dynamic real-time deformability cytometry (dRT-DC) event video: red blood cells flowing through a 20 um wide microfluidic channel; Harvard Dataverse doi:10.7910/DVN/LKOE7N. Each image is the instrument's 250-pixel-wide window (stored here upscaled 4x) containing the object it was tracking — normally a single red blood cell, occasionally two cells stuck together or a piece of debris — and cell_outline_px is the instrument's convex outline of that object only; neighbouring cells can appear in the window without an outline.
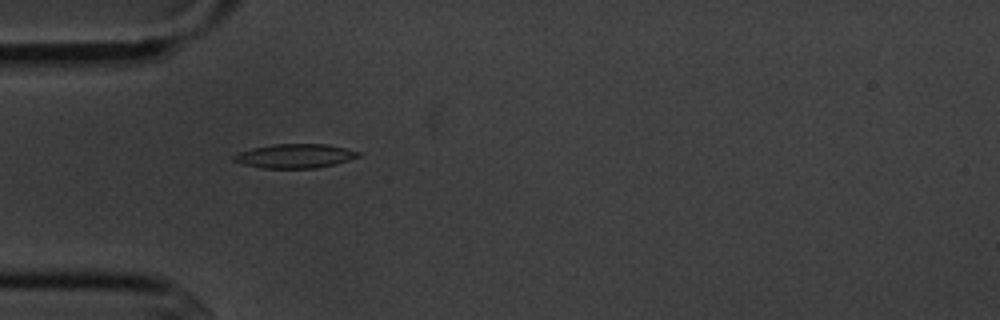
{"species": "common noctule bat (a hibernating species)", "species_latin": "Nyctalus noctula", "temperature_condition": "cold", "stored_images_in_passage": 15, "camera_frame_rate_fps": 3000, "um_per_image_px": 0.085, "animal": {"sex": "male", "body_mass_g": 20.1, "forearm_length_mm": 53.5}, "frame": {"image": 1, "passage_image": 5, "time_ms": 5.333, "image_size_px": [1000, 320], "cell_outline_px": [[360, 156], [336, 164], [316, 168], [264, 168], [244, 164], [232, 160], [232, 156], [236, 152], [252, 148], [272, 144], [328, 144], [360, 152]], "centroid_in_image_um": [25.04, 13.25], "position_along_channel_um": 60.0, "area_um2": 17.51}}
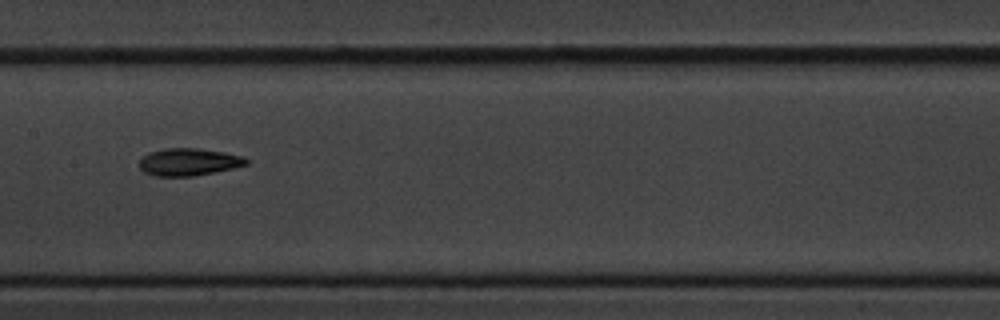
{"frame": {"image": 2, "passage_image": 8, "time_ms": 9.0, "image_size_px": [1000, 320], "cell_outline_px": [[248, 164], [232, 168], [192, 176], [156, 176], [144, 172], [140, 168], [140, 160], [148, 152], [164, 148], [196, 148], [224, 152], [244, 156], [248, 160]], "centroid_in_image_um": [16.03, 13.76], "position_along_channel_um": 191.4, "area_um2": 16.94}}
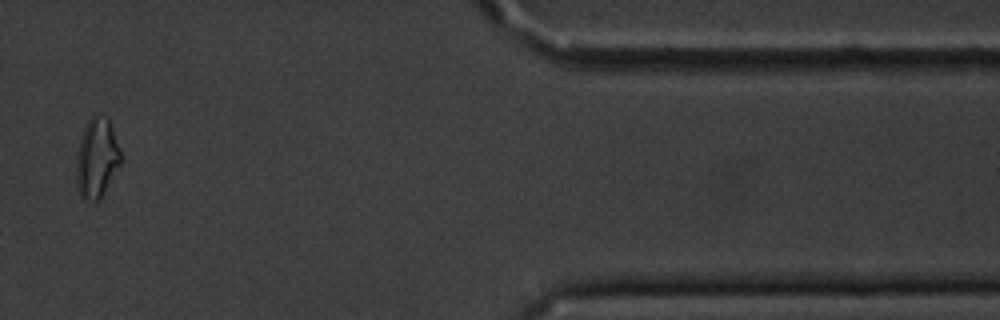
{"frame": {"image": 3, "passage_image": 14, "time_ms": 16.0, "image_size_px": [1000, 320], "cell_outline_px": [[124, 160], [100, 200], [84, 200], [80, 196], [76, 184], [76, 156], [80, 140], [84, 128], [88, 120], [96, 112], [108, 116], [120, 148]], "centroid_in_image_um": [8.26, 13.42], "position_along_channel_um": 403.1, "area_um2": 21.33}, "authors_computed_cell_mechanics": {"area_um2": 16.9354, "velocity_mm_per_s": 3.637, "shape_relaxation_time_tau1_ms": 6.5393, "shape_relaxation_time_tau2_ms": 9.1835, "deformation_change_tau1": 0.1581, "deformation_change_tau2": 0.1867}}